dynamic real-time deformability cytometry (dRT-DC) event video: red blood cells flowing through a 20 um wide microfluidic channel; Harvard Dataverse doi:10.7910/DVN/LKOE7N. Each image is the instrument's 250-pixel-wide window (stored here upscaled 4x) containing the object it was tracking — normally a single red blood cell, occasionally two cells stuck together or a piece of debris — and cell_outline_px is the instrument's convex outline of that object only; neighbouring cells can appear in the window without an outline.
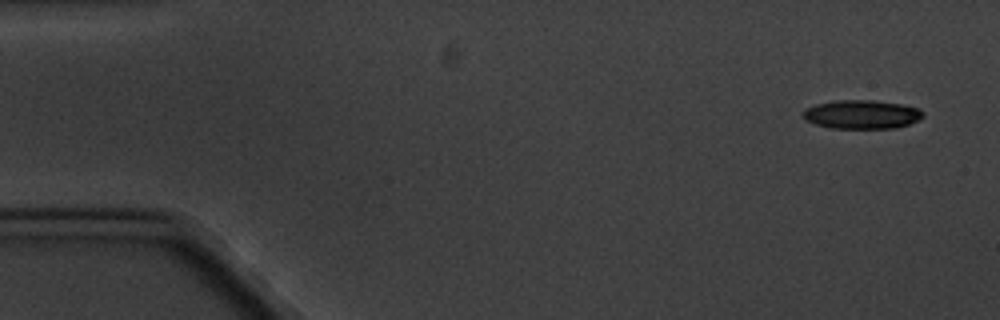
{"species": "common noctule bat (a hibernating species)", "species_latin": "Nyctalus noctula", "temperature_condition": "cold", "stored_images_in_passage": 5, "camera_frame_rate_fps": 3000, "um_per_image_px": 0.085, "animal": {"sex": "male", "body_mass_g": 20.1, "forearm_length_mm": 53.5}, "frame": {"image": 1, "passage_image": 1, "time_ms": 0.0, "image_size_px": [1000, 320], "cell_outline_px": [[924, 116], [908, 124], [896, 128], [832, 128], [816, 124], [804, 120], [804, 112], [808, 108], [816, 104], [836, 100], [872, 100], [900, 104], [916, 108], [924, 112]], "centroid_in_image_um": [73.25, 9.72], "position_along_channel_um": 11.8, "area_um2": 19.83}}
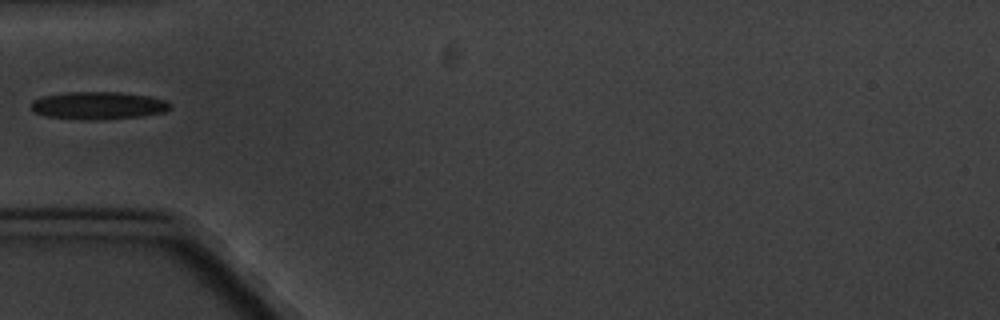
{"frame": {"image": 2, "passage_image": 5, "time_ms": 5.333, "image_size_px": [1000, 320], "cell_outline_px": [[172, 104], [164, 112], [140, 116], [96, 120], [48, 116], [36, 112], [32, 108], [32, 100], [44, 96], [64, 92], [120, 92], [152, 96], [168, 100]], "centroid_in_image_um": [8.41, 8.95], "position_along_channel_um": 76.6, "area_um2": 22.2}}